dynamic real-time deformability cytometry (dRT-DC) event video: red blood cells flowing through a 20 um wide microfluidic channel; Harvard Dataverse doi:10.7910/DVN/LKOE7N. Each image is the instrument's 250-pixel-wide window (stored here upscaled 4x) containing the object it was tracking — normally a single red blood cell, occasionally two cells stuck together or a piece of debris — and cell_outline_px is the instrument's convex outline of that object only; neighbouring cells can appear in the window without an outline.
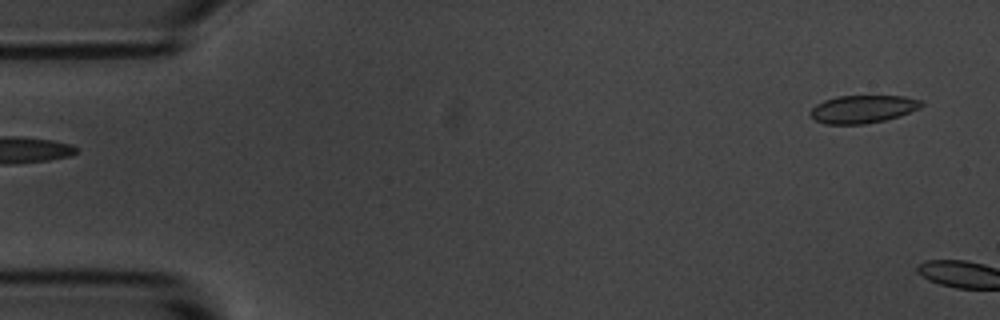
{"species": "common noctule bat (a hibernating species)", "species_latin": "Nyctalus noctula", "temperature_condition": "room temperature", "stored_images_in_passage": 4, "camera_frame_rate_fps": 3000, "um_per_image_px": 0.085, "animal": {"sex": "male", "body_mass_g": 20.1, "forearm_length_mm": 53.5}, "frame": {"image": 1, "passage_image": 4, "time_ms": 4.333, "image_size_px": [1000, 320], "cell_outline_px": [[924, 104], [920, 108], [900, 116], [884, 120], [864, 124], [824, 124], [816, 120], [808, 112], [816, 104], [824, 100], [836, 96], [904, 96], [924, 100]], "centroid_in_image_um": [73.36, 9.26], "position_along_channel_um": 11.6, "area_um2": 18.15}}